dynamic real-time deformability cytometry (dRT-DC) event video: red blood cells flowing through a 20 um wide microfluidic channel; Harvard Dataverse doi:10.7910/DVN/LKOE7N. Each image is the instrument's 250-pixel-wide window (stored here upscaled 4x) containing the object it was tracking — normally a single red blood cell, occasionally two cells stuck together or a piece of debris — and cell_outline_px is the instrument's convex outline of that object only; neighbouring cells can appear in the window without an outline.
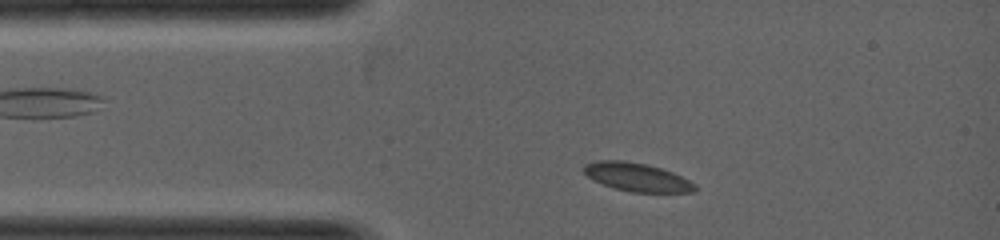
{"species": "common noctule bat (a hibernating species)", "species_latin": "Nyctalus noctula", "temperature_condition": "warm", "stored_images_in_passage": 3, "camera_frame_rate_fps": 5000, "um_per_image_px": 0.085, "animal": {"sex": "female", "body_mass_g": 19.0, "forearm_length_mm": 53.3}, "frame": {"image": 1, "passage_image": 1, "time_ms": 0.0, "image_size_px": [1000, 240], "cell_outline_px": [[696, 192], [632, 192], [616, 188], [604, 184], [588, 176], [580, 168], [584, 164], [596, 160], [624, 160], [644, 164], [660, 168], [672, 172], [696, 184]], "centroid_in_image_um": [54.12, 15.04], "position_along_channel_um": 30.9, "area_um2": 18.21}}
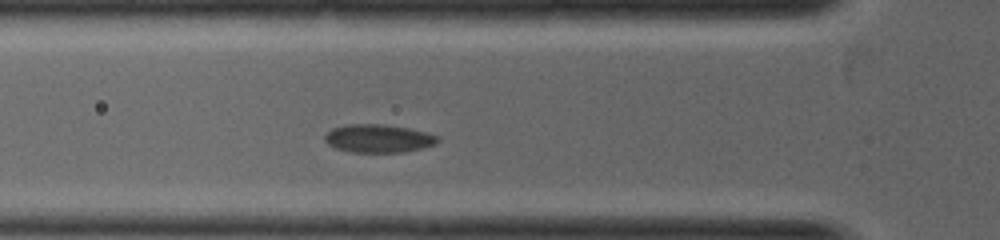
{"frame": {"image": 2, "passage_image": 3, "time_ms": 1.0, "image_size_px": [1000, 240], "cell_outline_px": [[440, 140], [436, 144], [424, 148], [404, 152], [352, 152], [336, 148], [328, 144], [324, 140], [324, 136], [332, 128], [344, 124], [380, 124], [408, 128], [440, 136]], "centroid_in_image_um": [32.17, 11.77], "position_along_channel_um": 93.6, "area_um2": 18.61}}